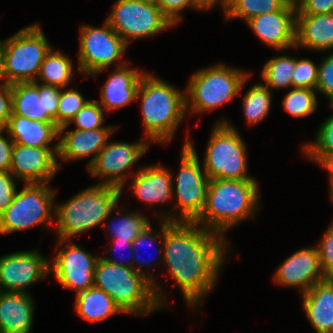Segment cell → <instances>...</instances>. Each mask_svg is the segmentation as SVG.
Masks as SVG:
<instances>
[{"label": "cell", "mask_w": 333, "mask_h": 333, "mask_svg": "<svg viewBox=\"0 0 333 333\" xmlns=\"http://www.w3.org/2000/svg\"><path fill=\"white\" fill-rule=\"evenodd\" d=\"M159 235H157L154 231H153V227H151V224H149L145 229L144 231L141 232V234L136 237L134 240H133V258H134V261H133V269L146 276L152 283H153V286H154V290H155V294H156V297H157V300H158V303L161 307L166 306V303H164L165 299L163 297V291L161 289L163 288H160L161 286H158L156 285L155 283V280L153 279V276L151 277V275H148L145 271H143V265L145 266H150L149 268L152 267V265H154V263H152L151 265L148 263V261H145V260H140L139 257H138V247L143 245V244H146L147 242L150 244L157 241H160V236L158 237ZM151 260V259H150ZM145 261V262H144Z\"/></svg>", "instance_id": "836d02e7"}, {"label": "cell", "mask_w": 333, "mask_h": 333, "mask_svg": "<svg viewBox=\"0 0 333 333\" xmlns=\"http://www.w3.org/2000/svg\"><path fill=\"white\" fill-rule=\"evenodd\" d=\"M149 143L143 137L136 143L107 142L94 162L88 167L89 173L96 178H103V181L98 184L110 185L123 190L128 176L134 175L130 172L131 167L143 154L145 155Z\"/></svg>", "instance_id": "4fadbf2b"}, {"label": "cell", "mask_w": 333, "mask_h": 333, "mask_svg": "<svg viewBox=\"0 0 333 333\" xmlns=\"http://www.w3.org/2000/svg\"><path fill=\"white\" fill-rule=\"evenodd\" d=\"M242 99L245 120L251 126L261 122L270 112L272 94L263 83L254 84Z\"/></svg>", "instance_id": "f1b7e54d"}, {"label": "cell", "mask_w": 333, "mask_h": 333, "mask_svg": "<svg viewBox=\"0 0 333 333\" xmlns=\"http://www.w3.org/2000/svg\"><path fill=\"white\" fill-rule=\"evenodd\" d=\"M38 250L19 251L0 257L2 292L28 293L29 285L50 273V262ZM49 262V263H48Z\"/></svg>", "instance_id": "9a60e30c"}, {"label": "cell", "mask_w": 333, "mask_h": 333, "mask_svg": "<svg viewBox=\"0 0 333 333\" xmlns=\"http://www.w3.org/2000/svg\"><path fill=\"white\" fill-rule=\"evenodd\" d=\"M295 47L315 51L333 49V13L296 15Z\"/></svg>", "instance_id": "603a6c76"}, {"label": "cell", "mask_w": 333, "mask_h": 333, "mask_svg": "<svg viewBox=\"0 0 333 333\" xmlns=\"http://www.w3.org/2000/svg\"><path fill=\"white\" fill-rule=\"evenodd\" d=\"M117 219H113L114 224L108 226L107 220L104 222L107 230L112 234V239H118V241H133L138 237L142 231L150 224V221L146 216L139 214V212H131ZM117 220V223L116 221ZM113 223V221L111 220Z\"/></svg>", "instance_id": "1f68e13d"}, {"label": "cell", "mask_w": 333, "mask_h": 333, "mask_svg": "<svg viewBox=\"0 0 333 333\" xmlns=\"http://www.w3.org/2000/svg\"><path fill=\"white\" fill-rule=\"evenodd\" d=\"M309 159L312 161L318 162L323 168H325L330 179H333V153L329 154H306Z\"/></svg>", "instance_id": "c3c4849f"}, {"label": "cell", "mask_w": 333, "mask_h": 333, "mask_svg": "<svg viewBox=\"0 0 333 333\" xmlns=\"http://www.w3.org/2000/svg\"><path fill=\"white\" fill-rule=\"evenodd\" d=\"M15 179L11 172L0 171V214L12 203L17 192Z\"/></svg>", "instance_id": "60d3db41"}, {"label": "cell", "mask_w": 333, "mask_h": 333, "mask_svg": "<svg viewBox=\"0 0 333 333\" xmlns=\"http://www.w3.org/2000/svg\"><path fill=\"white\" fill-rule=\"evenodd\" d=\"M219 2V3H218ZM229 0H193V4L199 9V10H209L212 7L220 4L223 8L224 13L226 12V9L228 7Z\"/></svg>", "instance_id": "681fc988"}, {"label": "cell", "mask_w": 333, "mask_h": 333, "mask_svg": "<svg viewBox=\"0 0 333 333\" xmlns=\"http://www.w3.org/2000/svg\"><path fill=\"white\" fill-rule=\"evenodd\" d=\"M0 43L4 48L6 81L35 82L43 60L52 49L40 25H29Z\"/></svg>", "instance_id": "9c48e42d"}, {"label": "cell", "mask_w": 333, "mask_h": 333, "mask_svg": "<svg viewBox=\"0 0 333 333\" xmlns=\"http://www.w3.org/2000/svg\"><path fill=\"white\" fill-rule=\"evenodd\" d=\"M333 13V0H306L296 10V15H317Z\"/></svg>", "instance_id": "7bdbcfd3"}, {"label": "cell", "mask_w": 333, "mask_h": 333, "mask_svg": "<svg viewBox=\"0 0 333 333\" xmlns=\"http://www.w3.org/2000/svg\"><path fill=\"white\" fill-rule=\"evenodd\" d=\"M132 242L133 241H118V239H112V244H114L115 246L110 245V248L108 249V251L113 250V252H115L117 248L122 249L123 247H127L128 250L130 251L131 257L129 256V258L126 261H124L123 259H122V261L121 260L119 261V259H111L108 256L107 257L101 256V258L112 264L128 266V267L133 268L134 258H133V243Z\"/></svg>", "instance_id": "7dc6e473"}, {"label": "cell", "mask_w": 333, "mask_h": 333, "mask_svg": "<svg viewBox=\"0 0 333 333\" xmlns=\"http://www.w3.org/2000/svg\"><path fill=\"white\" fill-rule=\"evenodd\" d=\"M31 294H0V333H31L34 303Z\"/></svg>", "instance_id": "7402d4cb"}, {"label": "cell", "mask_w": 333, "mask_h": 333, "mask_svg": "<svg viewBox=\"0 0 333 333\" xmlns=\"http://www.w3.org/2000/svg\"><path fill=\"white\" fill-rule=\"evenodd\" d=\"M78 51L79 73L96 75L123 57L128 45L105 20L103 27L82 25Z\"/></svg>", "instance_id": "7c38bea8"}, {"label": "cell", "mask_w": 333, "mask_h": 333, "mask_svg": "<svg viewBox=\"0 0 333 333\" xmlns=\"http://www.w3.org/2000/svg\"><path fill=\"white\" fill-rule=\"evenodd\" d=\"M73 74L71 59L65 53L51 49L41 64L38 79L43 81L41 84L65 89Z\"/></svg>", "instance_id": "83f0119b"}, {"label": "cell", "mask_w": 333, "mask_h": 333, "mask_svg": "<svg viewBox=\"0 0 333 333\" xmlns=\"http://www.w3.org/2000/svg\"><path fill=\"white\" fill-rule=\"evenodd\" d=\"M255 35L275 50L295 48L296 10L284 6L281 10L257 15L246 21Z\"/></svg>", "instance_id": "ac0fdd59"}, {"label": "cell", "mask_w": 333, "mask_h": 333, "mask_svg": "<svg viewBox=\"0 0 333 333\" xmlns=\"http://www.w3.org/2000/svg\"><path fill=\"white\" fill-rule=\"evenodd\" d=\"M286 6L298 10L306 0H282Z\"/></svg>", "instance_id": "816d5d0a"}, {"label": "cell", "mask_w": 333, "mask_h": 333, "mask_svg": "<svg viewBox=\"0 0 333 333\" xmlns=\"http://www.w3.org/2000/svg\"><path fill=\"white\" fill-rule=\"evenodd\" d=\"M61 89L55 86L44 85V103L48 114L55 120L57 125L58 104Z\"/></svg>", "instance_id": "f6af8a7d"}, {"label": "cell", "mask_w": 333, "mask_h": 333, "mask_svg": "<svg viewBox=\"0 0 333 333\" xmlns=\"http://www.w3.org/2000/svg\"><path fill=\"white\" fill-rule=\"evenodd\" d=\"M316 140L303 146L305 154L333 153V114L320 125Z\"/></svg>", "instance_id": "8d00e7d4"}, {"label": "cell", "mask_w": 333, "mask_h": 333, "mask_svg": "<svg viewBox=\"0 0 333 333\" xmlns=\"http://www.w3.org/2000/svg\"><path fill=\"white\" fill-rule=\"evenodd\" d=\"M4 130H0V171L10 172L11 168V156L14 142L9 137L7 138L2 135Z\"/></svg>", "instance_id": "bcb514c9"}, {"label": "cell", "mask_w": 333, "mask_h": 333, "mask_svg": "<svg viewBox=\"0 0 333 333\" xmlns=\"http://www.w3.org/2000/svg\"><path fill=\"white\" fill-rule=\"evenodd\" d=\"M106 21L127 45L173 26L158 6L140 0H117Z\"/></svg>", "instance_id": "8fae6325"}, {"label": "cell", "mask_w": 333, "mask_h": 333, "mask_svg": "<svg viewBox=\"0 0 333 333\" xmlns=\"http://www.w3.org/2000/svg\"><path fill=\"white\" fill-rule=\"evenodd\" d=\"M66 128L65 125L59 127L58 159L81 160L93 155L87 168L94 162L98 153L106 145L115 130L110 125L94 130H80L76 128L73 131H68L65 130Z\"/></svg>", "instance_id": "d6986e66"}, {"label": "cell", "mask_w": 333, "mask_h": 333, "mask_svg": "<svg viewBox=\"0 0 333 333\" xmlns=\"http://www.w3.org/2000/svg\"><path fill=\"white\" fill-rule=\"evenodd\" d=\"M160 223L163 242L158 249L163 253L157 256V266L164 261L175 286L181 288L185 302L193 308L215 286L228 243L225 237L196 222L162 219Z\"/></svg>", "instance_id": "6da1fadb"}, {"label": "cell", "mask_w": 333, "mask_h": 333, "mask_svg": "<svg viewBox=\"0 0 333 333\" xmlns=\"http://www.w3.org/2000/svg\"><path fill=\"white\" fill-rule=\"evenodd\" d=\"M229 121L221 120L213 126L206 147L203 168L212 179H255L247 175L246 146Z\"/></svg>", "instance_id": "ba28073f"}, {"label": "cell", "mask_w": 333, "mask_h": 333, "mask_svg": "<svg viewBox=\"0 0 333 333\" xmlns=\"http://www.w3.org/2000/svg\"><path fill=\"white\" fill-rule=\"evenodd\" d=\"M140 1L147 3V4L158 6L160 0H140Z\"/></svg>", "instance_id": "f5cc1de1"}, {"label": "cell", "mask_w": 333, "mask_h": 333, "mask_svg": "<svg viewBox=\"0 0 333 333\" xmlns=\"http://www.w3.org/2000/svg\"><path fill=\"white\" fill-rule=\"evenodd\" d=\"M325 280L316 246L302 248L290 255L274 274V281L287 287H298L301 295Z\"/></svg>", "instance_id": "e0dca14e"}, {"label": "cell", "mask_w": 333, "mask_h": 333, "mask_svg": "<svg viewBox=\"0 0 333 333\" xmlns=\"http://www.w3.org/2000/svg\"><path fill=\"white\" fill-rule=\"evenodd\" d=\"M2 78L5 79L4 83L1 84ZM6 81V73H5V55H4V48L0 43V85L7 84Z\"/></svg>", "instance_id": "f907efd6"}, {"label": "cell", "mask_w": 333, "mask_h": 333, "mask_svg": "<svg viewBox=\"0 0 333 333\" xmlns=\"http://www.w3.org/2000/svg\"><path fill=\"white\" fill-rule=\"evenodd\" d=\"M158 7L173 25H176L181 21L182 17L180 16V13L185 7L199 10L193 4V0H160Z\"/></svg>", "instance_id": "b9f144b4"}, {"label": "cell", "mask_w": 333, "mask_h": 333, "mask_svg": "<svg viewBox=\"0 0 333 333\" xmlns=\"http://www.w3.org/2000/svg\"><path fill=\"white\" fill-rule=\"evenodd\" d=\"M250 73L217 64L193 73L185 91L186 112L214 110L240 94Z\"/></svg>", "instance_id": "8992f818"}, {"label": "cell", "mask_w": 333, "mask_h": 333, "mask_svg": "<svg viewBox=\"0 0 333 333\" xmlns=\"http://www.w3.org/2000/svg\"><path fill=\"white\" fill-rule=\"evenodd\" d=\"M138 98L147 140L169 143L187 114L185 93L146 72L141 77Z\"/></svg>", "instance_id": "3957f363"}, {"label": "cell", "mask_w": 333, "mask_h": 333, "mask_svg": "<svg viewBox=\"0 0 333 333\" xmlns=\"http://www.w3.org/2000/svg\"><path fill=\"white\" fill-rule=\"evenodd\" d=\"M296 58L282 55L269 59L262 68V80L265 86L272 88L292 87V74L294 73Z\"/></svg>", "instance_id": "f546056e"}, {"label": "cell", "mask_w": 333, "mask_h": 333, "mask_svg": "<svg viewBox=\"0 0 333 333\" xmlns=\"http://www.w3.org/2000/svg\"><path fill=\"white\" fill-rule=\"evenodd\" d=\"M284 6L282 0H229L225 17L243 18L246 22L254 16L281 10Z\"/></svg>", "instance_id": "4dcf8cb0"}, {"label": "cell", "mask_w": 333, "mask_h": 333, "mask_svg": "<svg viewBox=\"0 0 333 333\" xmlns=\"http://www.w3.org/2000/svg\"><path fill=\"white\" fill-rule=\"evenodd\" d=\"M256 179L209 180L206 204L196 221L202 228L225 237V232L239 221L255 216L259 189Z\"/></svg>", "instance_id": "7a4b0ae2"}, {"label": "cell", "mask_w": 333, "mask_h": 333, "mask_svg": "<svg viewBox=\"0 0 333 333\" xmlns=\"http://www.w3.org/2000/svg\"><path fill=\"white\" fill-rule=\"evenodd\" d=\"M144 73L128 67L126 62L119 64L101 89V100H98V103L104 111L120 109L136 101L137 90Z\"/></svg>", "instance_id": "ffe728a7"}, {"label": "cell", "mask_w": 333, "mask_h": 333, "mask_svg": "<svg viewBox=\"0 0 333 333\" xmlns=\"http://www.w3.org/2000/svg\"><path fill=\"white\" fill-rule=\"evenodd\" d=\"M12 114L11 84L0 85V130H4Z\"/></svg>", "instance_id": "ee69618b"}, {"label": "cell", "mask_w": 333, "mask_h": 333, "mask_svg": "<svg viewBox=\"0 0 333 333\" xmlns=\"http://www.w3.org/2000/svg\"><path fill=\"white\" fill-rule=\"evenodd\" d=\"M61 89L60 100L58 104L57 126L61 127L78 113V111L89 101L84 99L78 90L69 89L64 92Z\"/></svg>", "instance_id": "e575fe53"}, {"label": "cell", "mask_w": 333, "mask_h": 333, "mask_svg": "<svg viewBox=\"0 0 333 333\" xmlns=\"http://www.w3.org/2000/svg\"><path fill=\"white\" fill-rule=\"evenodd\" d=\"M58 142L53 147H31L14 143L10 172L25 183H48L60 168Z\"/></svg>", "instance_id": "2e32d148"}, {"label": "cell", "mask_w": 333, "mask_h": 333, "mask_svg": "<svg viewBox=\"0 0 333 333\" xmlns=\"http://www.w3.org/2000/svg\"><path fill=\"white\" fill-rule=\"evenodd\" d=\"M316 92L314 89L292 88L283 98L282 105L291 116L306 117L317 109Z\"/></svg>", "instance_id": "d6a6232c"}, {"label": "cell", "mask_w": 333, "mask_h": 333, "mask_svg": "<svg viewBox=\"0 0 333 333\" xmlns=\"http://www.w3.org/2000/svg\"><path fill=\"white\" fill-rule=\"evenodd\" d=\"M94 286L112 297L124 314L145 315L162 308L153 283L128 266L116 265L100 258L94 273Z\"/></svg>", "instance_id": "5b68a950"}, {"label": "cell", "mask_w": 333, "mask_h": 333, "mask_svg": "<svg viewBox=\"0 0 333 333\" xmlns=\"http://www.w3.org/2000/svg\"><path fill=\"white\" fill-rule=\"evenodd\" d=\"M325 279H333V221L317 246Z\"/></svg>", "instance_id": "f35d334b"}, {"label": "cell", "mask_w": 333, "mask_h": 333, "mask_svg": "<svg viewBox=\"0 0 333 333\" xmlns=\"http://www.w3.org/2000/svg\"><path fill=\"white\" fill-rule=\"evenodd\" d=\"M330 195L331 199L333 200V179H330Z\"/></svg>", "instance_id": "db71d44e"}, {"label": "cell", "mask_w": 333, "mask_h": 333, "mask_svg": "<svg viewBox=\"0 0 333 333\" xmlns=\"http://www.w3.org/2000/svg\"><path fill=\"white\" fill-rule=\"evenodd\" d=\"M330 107H331L332 110H333V99L330 101Z\"/></svg>", "instance_id": "11a10c76"}, {"label": "cell", "mask_w": 333, "mask_h": 333, "mask_svg": "<svg viewBox=\"0 0 333 333\" xmlns=\"http://www.w3.org/2000/svg\"><path fill=\"white\" fill-rule=\"evenodd\" d=\"M316 91L321 92L329 101L333 99V53L326 56L318 67Z\"/></svg>", "instance_id": "ab89813d"}, {"label": "cell", "mask_w": 333, "mask_h": 333, "mask_svg": "<svg viewBox=\"0 0 333 333\" xmlns=\"http://www.w3.org/2000/svg\"><path fill=\"white\" fill-rule=\"evenodd\" d=\"M103 110L104 109L100 106L98 101L89 100L65 126L68 127L71 123L74 122V124L77 126V129L80 130H94L103 128Z\"/></svg>", "instance_id": "d590c367"}, {"label": "cell", "mask_w": 333, "mask_h": 333, "mask_svg": "<svg viewBox=\"0 0 333 333\" xmlns=\"http://www.w3.org/2000/svg\"><path fill=\"white\" fill-rule=\"evenodd\" d=\"M48 183H25L12 203L0 214V234L52 223L56 191ZM52 212V213H51Z\"/></svg>", "instance_id": "30bf717a"}, {"label": "cell", "mask_w": 333, "mask_h": 333, "mask_svg": "<svg viewBox=\"0 0 333 333\" xmlns=\"http://www.w3.org/2000/svg\"><path fill=\"white\" fill-rule=\"evenodd\" d=\"M134 174L130 186L133 195L140 201L153 205L173 199V173L166 167L150 165L139 168Z\"/></svg>", "instance_id": "44dd1931"}, {"label": "cell", "mask_w": 333, "mask_h": 333, "mask_svg": "<svg viewBox=\"0 0 333 333\" xmlns=\"http://www.w3.org/2000/svg\"><path fill=\"white\" fill-rule=\"evenodd\" d=\"M8 137L16 144L31 147H51L50 144L59 137L56 123H47L12 113L4 129Z\"/></svg>", "instance_id": "d4e9b609"}, {"label": "cell", "mask_w": 333, "mask_h": 333, "mask_svg": "<svg viewBox=\"0 0 333 333\" xmlns=\"http://www.w3.org/2000/svg\"><path fill=\"white\" fill-rule=\"evenodd\" d=\"M304 311L317 333H333V279L315 284L302 295Z\"/></svg>", "instance_id": "cb8c5ba5"}, {"label": "cell", "mask_w": 333, "mask_h": 333, "mask_svg": "<svg viewBox=\"0 0 333 333\" xmlns=\"http://www.w3.org/2000/svg\"><path fill=\"white\" fill-rule=\"evenodd\" d=\"M318 65L310 59H297L292 74V88H308L316 90L318 80Z\"/></svg>", "instance_id": "74e56055"}, {"label": "cell", "mask_w": 333, "mask_h": 333, "mask_svg": "<svg viewBox=\"0 0 333 333\" xmlns=\"http://www.w3.org/2000/svg\"><path fill=\"white\" fill-rule=\"evenodd\" d=\"M181 151L180 169L176 177V184L172 187L177 200L175 207L179 208L180 215L168 213L165 210L158 219L171 222H196L202 215L207 196L209 177L207 176L193 146L186 135V141ZM175 190V191H174ZM176 192V193H174Z\"/></svg>", "instance_id": "52a82bcc"}, {"label": "cell", "mask_w": 333, "mask_h": 333, "mask_svg": "<svg viewBox=\"0 0 333 333\" xmlns=\"http://www.w3.org/2000/svg\"><path fill=\"white\" fill-rule=\"evenodd\" d=\"M122 194L120 188L94 184L74 195L67 202L56 205V228L58 239H71L104 224L114 209H117Z\"/></svg>", "instance_id": "277c9868"}, {"label": "cell", "mask_w": 333, "mask_h": 333, "mask_svg": "<svg viewBox=\"0 0 333 333\" xmlns=\"http://www.w3.org/2000/svg\"><path fill=\"white\" fill-rule=\"evenodd\" d=\"M77 314L88 322H98L111 315L124 313L105 291L95 286L76 295Z\"/></svg>", "instance_id": "4316f807"}, {"label": "cell", "mask_w": 333, "mask_h": 333, "mask_svg": "<svg viewBox=\"0 0 333 333\" xmlns=\"http://www.w3.org/2000/svg\"><path fill=\"white\" fill-rule=\"evenodd\" d=\"M35 82L11 84L12 113L47 123H55L44 103V84Z\"/></svg>", "instance_id": "484cf974"}, {"label": "cell", "mask_w": 333, "mask_h": 333, "mask_svg": "<svg viewBox=\"0 0 333 333\" xmlns=\"http://www.w3.org/2000/svg\"><path fill=\"white\" fill-rule=\"evenodd\" d=\"M57 240V248L63 247L50 263V273L63 287L76 291V295L93 287L95 267L100 257L92 256L70 239Z\"/></svg>", "instance_id": "5bb4252c"}]
</instances>
